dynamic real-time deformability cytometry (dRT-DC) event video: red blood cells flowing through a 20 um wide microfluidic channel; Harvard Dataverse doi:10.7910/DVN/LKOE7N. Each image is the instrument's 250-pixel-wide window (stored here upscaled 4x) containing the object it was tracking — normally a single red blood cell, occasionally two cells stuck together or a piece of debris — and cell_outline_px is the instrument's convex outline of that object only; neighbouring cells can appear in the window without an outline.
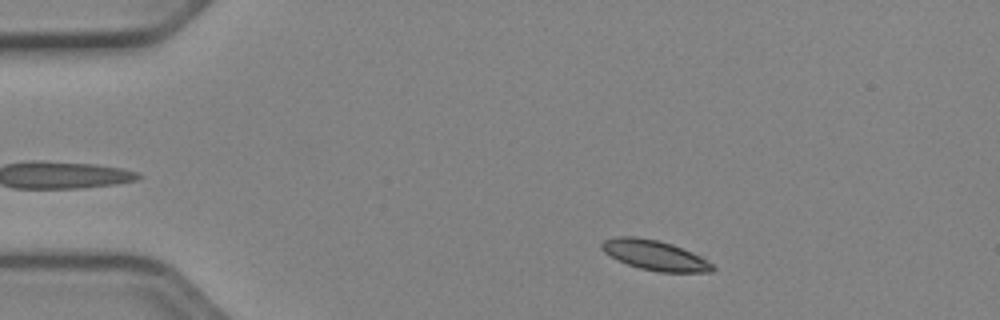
{"species": "Egyptian fruit bat (a non-hibernating species)", "species_latin": "Rousettus aegyptiacus", "temperature_condition": "cold", "stored_images_in_passage": 30, "camera_frame_rate_fps": 3000, "um_per_image_px": 0.085, "animal": {"sex": "female"}, "frame": {"image": 1, "passage_image": 5, "time_ms": 1.333, "image_size_px": [1000, 320], "cell_outline_px": [[716, 268], [712, 272], [660, 272], [640, 268], [628, 264], [604, 252], [600, 248], [600, 244], [604, 240], [616, 236], [636, 236], [656, 240], [672, 244], [692, 252], [700, 256], [712, 264]], "centroid_in_image_um": [55.66, 21.69], "position_along_channel_um": 29.3, "area_um2": 19.19}}
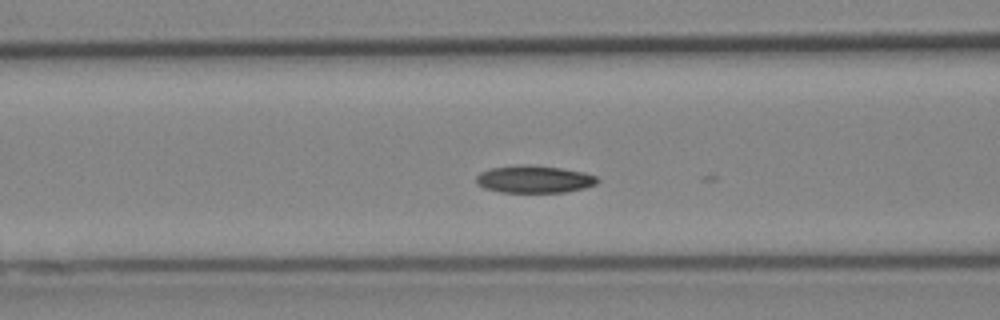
{"frame": {"image": 2, "passage_image": 17, "time_ms": 5.333, "image_size_px": [1000, 320], "cell_outline_px": [[600, 180], [596, 184], [584, 188], [564, 192], [500, 192], [484, 188], [476, 184], [476, 176], [480, 172], [492, 168], [560, 168], [584, 172], [596, 176]], "centroid_in_image_um": [45.44, 15.29], "position_along_channel_um": 121.2, "area_um2": 18.32}}
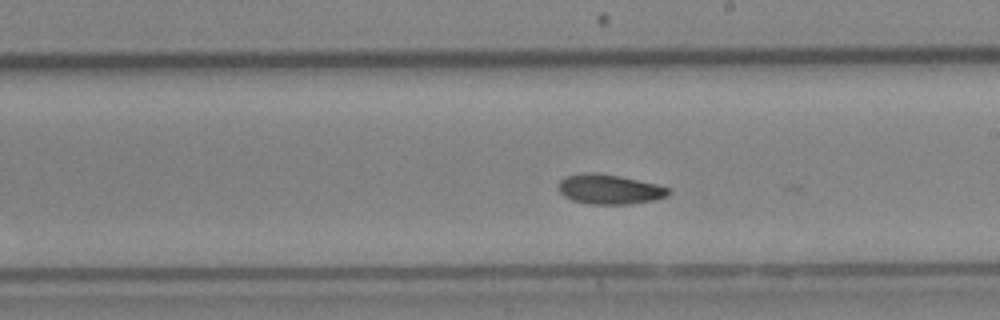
{"frame": {"image": 3, "passage_image": 26, "time_ms": 8.333, "image_size_px": [1000, 320], "cell_outline_px": [[672, 192], [664, 196], [652, 200], [628, 204], [588, 204], [572, 200], [564, 196], [560, 192], [556, 184], [564, 176], [580, 172], [596, 172], [620, 176], [656, 184], [668, 188]], "centroid_in_image_um": [51.72, 16.07], "position_along_channel_um": 237.3, "area_um2": 19.19}}